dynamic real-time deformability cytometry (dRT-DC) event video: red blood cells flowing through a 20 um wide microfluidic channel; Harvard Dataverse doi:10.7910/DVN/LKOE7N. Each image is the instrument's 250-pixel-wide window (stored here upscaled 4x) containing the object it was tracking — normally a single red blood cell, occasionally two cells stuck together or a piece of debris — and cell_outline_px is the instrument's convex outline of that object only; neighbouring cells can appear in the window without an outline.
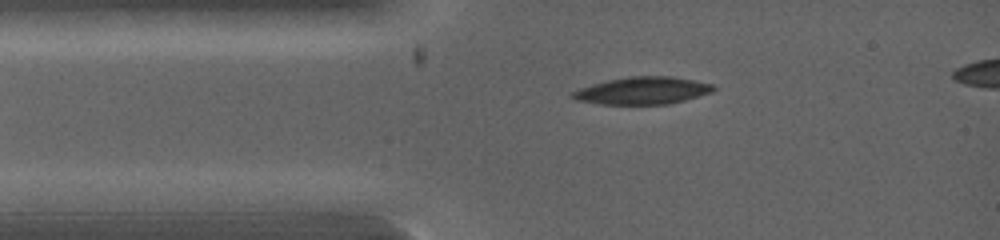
{"species": "common noctule bat (a hibernating species)", "species_latin": "Nyctalus noctula", "temperature_condition": "warm", "stored_images_in_passage": 5, "camera_frame_rate_fps": 5000, "um_per_image_px": 0.085, "animal": {"sex": "female", "body_mass_g": 19.0, "forearm_length_mm": 53.3}, "frame": {"image": 1, "passage_image": 1, "time_ms": 0.0, "image_size_px": [1000, 240], "cell_outline_px": [[716, 88], [712, 92], [684, 100], [668, 104], [600, 104], [576, 100], [568, 96], [572, 92], [580, 88], [592, 84], [608, 80], [628, 76], [672, 76], [712, 84]], "centroid_in_image_um": [54.58, 7.7], "position_along_channel_um": 30.4, "area_um2": 22.37}}
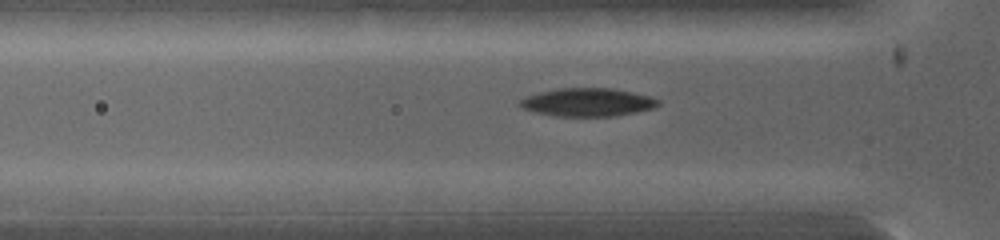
{"frame": {"image": 2, "passage_image": 4, "time_ms": 1.0, "image_size_px": [1000, 240], "cell_outline_px": [[660, 104], [656, 108], [616, 116], [556, 116], [536, 112], [524, 108], [516, 104], [516, 100], [524, 96], [556, 88], [612, 88], [632, 92], [648, 96], [660, 100]], "centroid_in_image_um": [49.92, 8.69], "position_along_channel_um": 75.9, "area_um2": 22.95}}